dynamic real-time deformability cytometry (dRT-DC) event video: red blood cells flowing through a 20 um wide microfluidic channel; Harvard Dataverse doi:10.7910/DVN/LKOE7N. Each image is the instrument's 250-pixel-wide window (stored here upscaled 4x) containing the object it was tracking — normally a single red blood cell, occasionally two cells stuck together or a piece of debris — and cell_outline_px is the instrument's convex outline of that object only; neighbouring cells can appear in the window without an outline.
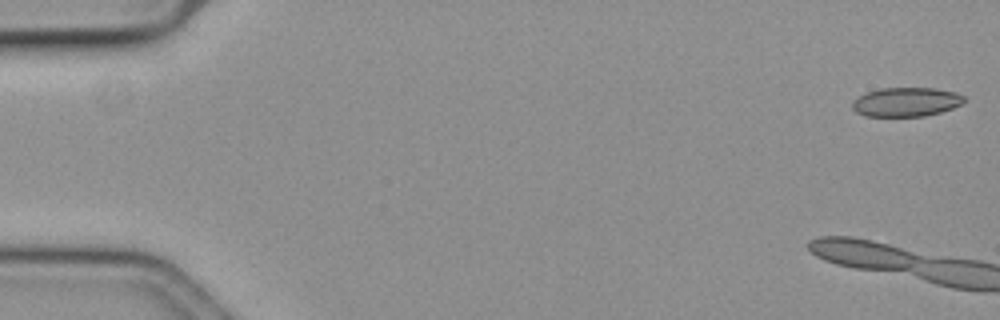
{"species": "common noctule bat (a hibernating species)", "species_latin": "Nyctalus noctula", "temperature_condition": "cold", "stored_images_in_passage": 9, "camera_frame_rate_fps": 3000, "um_per_image_px": 0.085, "animal": {"sex": "female", "body_mass_g": 19.3, "forearm_length_mm": 54.1}, "frame": {"image": 1, "passage_image": 1, "time_ms": 0.0, "image_size_px": [1000, 320], "cell_outline_px": [[964, 100], [960, 104], [952, 108], [940, 112], [924, 116], [864, 116], [856, 112], [852, 108], [852, 100], [868, 92], [880, 88], [936, 88], [956, 92], [964, 96]], "centroid_in_image_um": [77.0, 8.66], "position_along_channel_um": 8.0, "area_um2": 18.9}}